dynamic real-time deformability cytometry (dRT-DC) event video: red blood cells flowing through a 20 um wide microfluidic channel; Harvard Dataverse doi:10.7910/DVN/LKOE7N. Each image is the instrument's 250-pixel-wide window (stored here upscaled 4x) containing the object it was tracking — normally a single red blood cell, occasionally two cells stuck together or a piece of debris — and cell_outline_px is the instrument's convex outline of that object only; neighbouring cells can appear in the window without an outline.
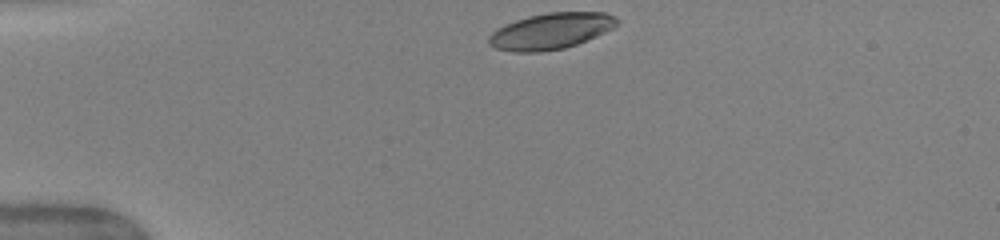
{"species": "human", "species_latin": "Homo sapiens", "temperature_condition": "warm", "stored_images_in_passage": 40, "camera_frame_rate_fps": 3000, "um_per_image_px": 0.085, "donor": {"sex": "female"}, "frame": {"image": 1, "passage_image": 1, "time_ms": 0.0, "image_size_px": [1000, 240], "cell_outline_px": [[620, 20], [612, 28], [604, 32], [576, 44], [564, 48], [540, 52], [512, 52], [496, 48], [488, 44], [488, 36], [492, 32], [504, 24], [528, 16], [548, 12], [604, 12], [616, 16]], "centroid_in_image_um": [46.79, 2.64], "position_along_channel_um": 38.2, "area_um2": 26.93}}
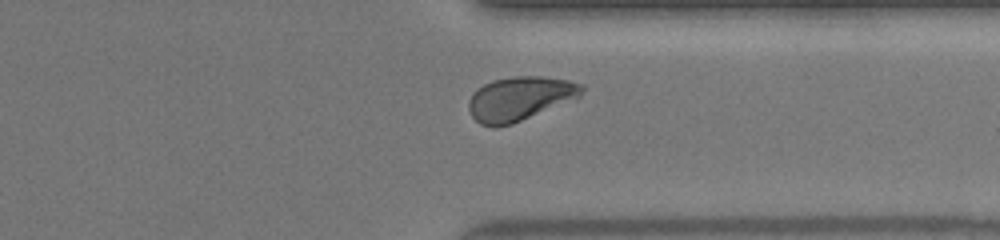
{"frame": {"image": 2, "passage_image": 29, "time_ms": 9.333, "image_size_px": [1000, 240], "cell_outline_px": [[584, 92], [576, 100], [512, 124], [496, 128], [492, 128], [480, 124], [472, 116], [468, 108], [468, 100], [476, 88], [492, 80], [512, 76], [540, 76], [568, 80], [584, 84]], "centroid_in_image_um": [44.21, 8.39], "position_along_channel_um": 367.2, "area_um2": 29.65}}
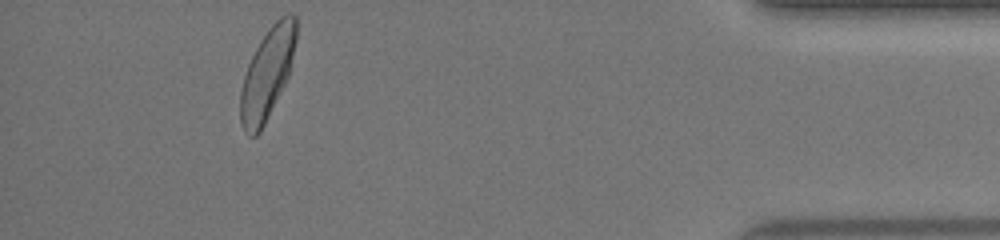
{"frame": {"image": 3, "passage_image": 36, "time_ms": 11.667, "image_size_px": [1000, 240], "cell_outline_px": [[296, 40], [288, 76], [260, 132], [256, 136], [248, 136], [244, 132], [240, 124], [240, 92], [244, 76], [248, 64], [260, 40], [268, 28], [280, 16], [288, 12], [292, 12], [296, 16]], "centroid_in_image_um": [22.7, 6.24], "position_along_channel_um": 412.5, "area_um2": 29.3}, "authors_computed_cell_mechanics": {"area_um2": 28.322, "velocity_mm_per_s": 4.0155, "shape_relaxation_time_tau1_ms": 2.7102, "shape_relaxation_time_tau2_ms": 1.1183, "deformation_change_tau1": 0.1454, "deformation_change_tau2": 0.0482}}